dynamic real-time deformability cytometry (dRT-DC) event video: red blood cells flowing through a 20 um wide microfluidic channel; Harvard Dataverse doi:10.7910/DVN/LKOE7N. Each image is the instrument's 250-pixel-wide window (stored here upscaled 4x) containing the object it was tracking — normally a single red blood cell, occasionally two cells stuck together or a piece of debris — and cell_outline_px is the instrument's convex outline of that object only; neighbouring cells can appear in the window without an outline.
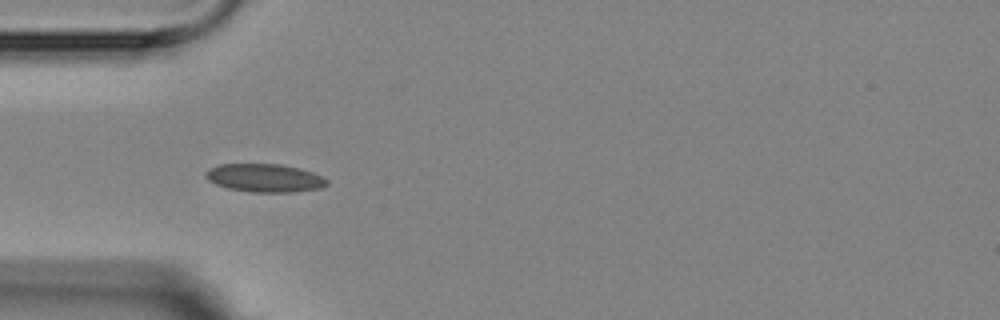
{"species": "Egyptian fruit bat (a non-hibernating species)", "species_latin": "Rousettus aegyptiacus", "temperature_condition": "room temperature", "stored_images_in_passage": 14, "camera_frame_rate_fps": 3000, "um_per_image_px": 0.085, "animal": {"sex": "female"}, "frame": {"image": 1, "passage_image": 4, "time_ms": 4.333, "image_size_px": [1000, 320], "cell_outline_px": [[328, 184], [320, 188], [292, 192], [252, 192], [228, 188], [216, 184], [208, 180], [204, 176], [204, 172], [208, 168], [220, 164], [280, 164], [300, 168], [324, 176], [328, 180]], "centroid_in_image_um": [22.49, 15.12], "position_along_channel_um": 62.5, "area_um2": 20.06}}
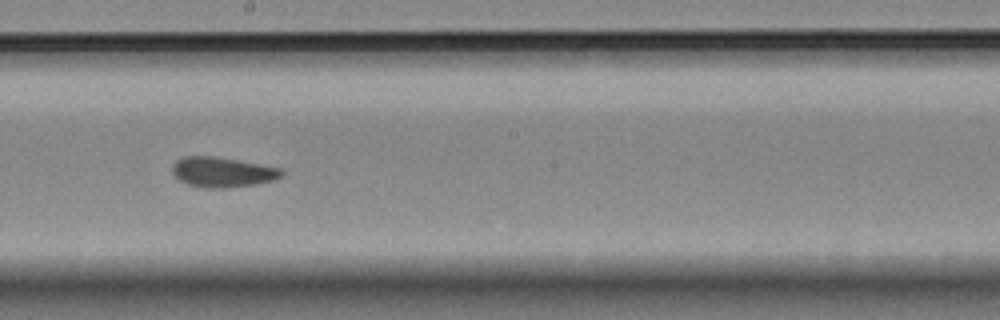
{"frame": {"image": 2, "passage_image": 8, "time_ms": 9.0, "image_size_px": [1000, 320], "cell_outline_px": [[284, 172], [280, 176], [272, 180], [256, 184], [224, 188], [204, 188], [188, 184], [180, 180], [172, 172], [172, 164], [176, 160], [184, 156], [212, 156], [236, 160], [280, 168]], "centroid_in_image_um": [18.86, 14.63], "position_along_channel_um": 229.3, "area_um2": 18.9}}
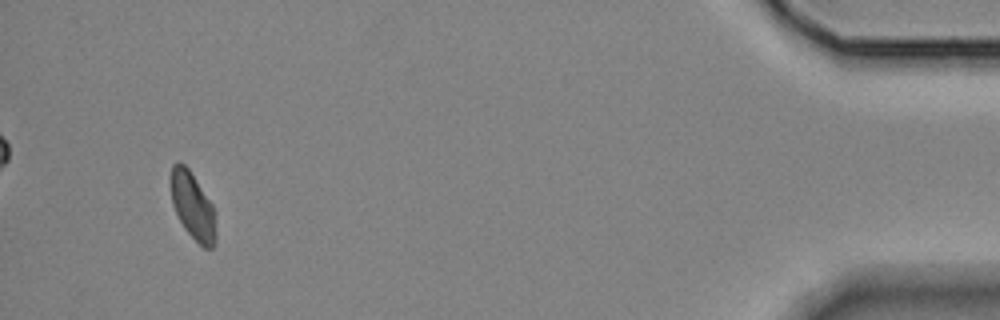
{"frame": {"image": 3, "passage_image": 13, "time_ms": 16.333, "image_size_px": [1000, 320], "cell_outline_px": [[216, 244], [212, 248], [204, 248], [184, 228], [172, 204], [172, 164], [176, 160], [180, 160], [188, 168], [212, 204], [216, 212]], "centroid_in_image_um": [16.42, 17.52], "position_along_channel_um": 418.8, "area_um2": 17.51}, "authors_computed_cell_mechanics": {"area_um2": 18.9584, "velocity_mm_per_s": 3.5899, "shape_relaxation_time_tau1_ms": null, "shape_relaxation_time_tau2_ms": 4.7263, "deformation_change_tau1": null, "deformation_change_tau2": 0.0364}}